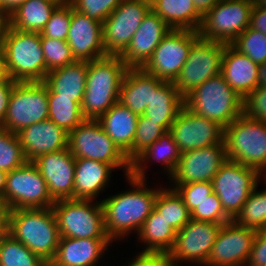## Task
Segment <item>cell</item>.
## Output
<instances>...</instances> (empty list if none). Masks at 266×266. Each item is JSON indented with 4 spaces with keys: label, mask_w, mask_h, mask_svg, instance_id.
<instances>
[{
    "label": "cell",
    "mask_w": 266,
    "mask_h": 266,
    "mask_svg": "<svg viewBox=\"0 0 266 266\" xmlns=\"http://www.w3.org/2000/svg\"><path fill=\"white\" fill-rule=\"evenodd\" d=\"M231 45L258 65L266 62V35L260 31L248 27Z\"/></svg>",
    "instance_id": "40"
},
{
    "label": "cell",
    "mask_w": 266,
    "mask_h": 266,
    "mask_svg": "<svg viewBox=\"0 0 266 266\" xmlns=\"http://www.w3.org/2000/svg\"><path fill=\"white\" fill-rule=\"evenodd\" d=\"M7 172L0 169V207L4 211V192L6 188Z\"/></svg>",
    "instance_id": "54"
},
{
    "label": "cell",
    "mask_w": 266,
    "mask_h": 266,
    "mask_svg": "<svg viewBox=\"0 0 266 266\" xmlns=\"http://www.w3.org/2000/svg\"><path fill=\"white\" fill-rule=\"evenodd\" d=\"M75 161L68 148L40 155L32 161L46 181L54 201L73 199Z\"/></svg>",
    "instance_id": "20"
},
{
    "label": "cell",
    "mask_w": 266,
    "mask_h": 266,
    "mask_svg": "<svg viewBox=\"0 0 266 266\" xmlns=\"http://www.w3.org/2000/svg\"><path fill=\"white\" fill-rule=\"evenodd\" d=\"M127 70L120 55H107L88 61L86 88L81 103L85 119L97 120L118 102Z\"/></svg>",
    "instance_id": "3"
},
{
    "label": "cell",
    "mask_w": 266,
    "mask_h": 266,
    "mask_svg": "<svg viewBox=\"0 0 266 266\" xmlns=\"http://www.w3.org/2000/svg\"><path fill=\"white\" fill-rule=\"evenodd\" d=\"M0 266H48L5 229L0 232Z\"/></svg>",
    "instance_id": "37"
},
{
    "label": "cell",
    "mask_w": 266,
    "mask_h": 266,
    "mask_svg": "<svg viewBox=\"0 0 266 266\" xmlns=\"http://www.w3.org/2000/svg\"><path fill=\"white\" fill-rule=\"evenodd\" d=\"M191 219L196 221L225 224L232 219L225 213L221 201L215 192L211 193L191 212Z\"/></svg>",
    "instance_id": "44"
},
{
    "label": "cell",
    "mask_w": 266,
    "mask_h": 266,
    "mask_svg": "<svg viewBox=\"0 0 266 266\" xmlns=\"http://www.w3.org/2000/svg\"><path fill=\"white\" fill-rule=\"evenodd\" d=\"M165 132L166 130L157 122L139 115L132 147V162Z\"/></svg>",
    "instance_id": "42"
},
{
    "label": "cell",
    "mask_w": 266,
    "mask_h": 266,
    "mask_svg": "<svg viewBox=\"0 0 266 266\" xmlns=\"http://www.w3.org/2000/svg\"><path fill=\"white\" fill-rule=\"evenodd\" d=\"M246 266H266V229L256 232Z\"/></svg>",
    "instance_id": "49"
},
{
    "label": "cell",
    "mask_w": 266,
    "mask_h": 266,
    "mask_svg": "<svg viewBox=\"0 0 266 266\" xmlns=\"http://www.w3.org/2000/svg\"><path fill=\"white\" fill-rule=\"evenodd\" d=\"M115 169L105 162L76 158L73 199L95 200L110 185ZM98 196V197H97Z\"/></svg>",
    "instance_id": "25"
},
{
    "label": "cell",
    "mask_w": 266,
    "mask_h": 266,
    "mask_svg": "<svg viewBox=\"0 0 266 266\" xmlns=\"http://www.w3.org/2000/svg\"><path fill=\"white\" fill-rule=\"evenodd\" d=\"M8 24L7 18L0 12V46L2 44L3 34Z\"/></svg>",
    "instance_id": "56"
},
{
    "label": "cell",
    "mask_w": 266,
    "mask_h": 266,
    "mask_svg": "<svg viewBox=\"0 0 266 266\" xmlns=\"http://www.w3.org/2000/svg\"><path fill=\"white\" fill-rule=\"evenodd\" d=\"M263 176L254 168L226 160L212 179L213 192L219 197L225 213L233 220L249 194Z\"/></svg>",
    "instance_id": "13"
},
{
    "label": "cell",
    "mask_w": 266,
    "mask_h": 266,
    "mask_svg": "<svg viewBox=\"0 0 266 266\" xmlns=\"http://www.w3.org/2000/svg\"><path fill=\"white\" fill-rule=\"evenodd\" d=\"M112 243L110 238L60 237L48 266H97Z\"/></svg>",
    "instance_id": "23"
},
{
    "label": "cell",
    "mask_w": 266,
    "mask_h": 266,
    "mask_svg": "<svg viewBox=\"0 0 266 266\" xmlns=\"http://www.w3.org/2000/svg\"><path fill=\"white\" fill-rule=\"evenodd\" d=\"M41 46L46 63V75L49 71L74 63L67 41L41 37Z\"/></svg>",
    "instance_id": "41"
},
{
    "label": "cell",
    "mask_w": 266,
    "mask_h": 266,
    "mask_svg": "<svg viewBox=\"0 0 266 266\" xmlns=\"http://www.w3.org/2000/svg\"><path fill=\"white\" fill-rule=\"evenodd\" d=\"M169 132L181 153L220 144L224 137V128L216 121L199 116L185 106L171 124Z\"/></svg>",
    "instance_id": "17"
},
{
    "label": "cell",
    "mask_w": 266,
    "mask_h": 266,
    "mask_svg": "<svg viewBox=\"0 0 266 266\" xmlns=\"http://www.w3.org/2000/svg\"><path fill=\"white\" fill-rule=\"evenodd\" d=\"M4 229L48 265L55 257L60 235L52 208L8 210Z\"/></svg>",
    "instance_id": "2"
},
{
    "label": "cell",
    "mask_w": 266,
    "mask_h": 266,
    "mask_svg": "<svg viewBox=\"0 0 266 266\" xmlns=\"http://www.w3.org/2000/svg\"><path fill=\"white\" fill-rule=\"evenodd\" d=\"M59 4L55 0H26L7 19L8 25L19 31L41 33Z\"/></svg>",
    "instance_id": "33"
},
{
    "label": "cell",
    "mask_w": 266,
    "mask_h": 266,
    "mask_svg": "<svg viewBox=\"0 0 266 266\" xmlns=\"http://www.w3.org/2000/svg\"><path fill=\"white\" fill-rule=\"evenodd\" d=\"M72 17V4H59L52 12L45 28L40 33L41 37L66 41Z\"/></svg>",
    "instance_id": "43"
},
{
    "label": "cell",
    "mask_w": 266,
    "mask_h": 266,
    "mask_svg": "<svg viewBox=\"0 0 266 266\" xmlns=\"http://www.w3.org/2000/svg\"><path fill=\"white\" fill-rule=\"evenodd\" d=\"M5 75L16 82H44L46 63L41 34L5 28L0 46Z\"/></svg>",
    "instance_id": "4"
},
{
    "label": "cell",
    "mask_w": 266,
    "mask_h": 266,
    "mask_svg": "<svg viewBox=\"0 0 266 266\" xmlns=\"http://www.w3.org/2000/svg\"><path fill=\"white\" fill-rule=\"evenodd\" d=\"M256 232L233 220L221 225L205 266H246Z\"/></svg>",
    "instance_id": "19"
},
{
    "label": "cell",
    "mask_w": 266,
    "mask_h": 266,
    "mask_svg": "<svg viewBox=\"0 0 266 266\" xmlns=\"http://www.w3.org/2000/svg\"><path fill=\"white\" fill-rule=\"evenodd\" d=\"M172 28L152 10L144 17L131 42L120 55L128 68H143Z\"/></svg>",
    "instance_id": "21"
},
{
    "label": "cell",
    "mask_w": 266,
    "mask_h": 266,
    "mask_svg": "<svg viewBox=\"0 0 266 266\" xmlns=\"http://www.w3.org/2000/svg\"><path fill=\"white\" fill-rule=\"evenodd\" d=\"M55 201L46 181L32 161L7 172L4 212L15 209L51 208Z\"/></svg>",
    "instance_id": "9"
},
{
    "label": "cell",
    "mask_w": 266,
    "mask_h": 266,
    "mask_svg": "<svg viewBox=\"0 0 266 266\" xmlns=\"http://www.w3.org/2000/svg\"><path fill=\"white\" fill-rule=\"evenodd\" d=\"M125 178L131 188L100 200L105 230L112 242L126 239L132 232L138 234L154 210L158 191L162 188H148L147 179H136L131 175Z\"/></svg>",
    "instance_id": "1"
},
{
    "label": "cell",
    "mask_w": 266,
    "mask_h": 266,
    "mask_svg": "<svg viewBox=\"0 0 266 266\" xmlns=\"http://www.w3.org/2000/svg\"><path fill=\"white\" fill-rule=\"evenodd\" d=\"M184 106L199 116L216 121L223 128L243 114V98L221 73L187 94Z\"/></svg>",
    "instance_id": "5"
},
{
    "label": "cell",
    "mask_w": 266,
    "mask_h": 266,
    "mask_svg": "<svg viewBox=\"0 0 266 266\" xmlns=\"http://www.w3.org/2000/svg\"><path fill=\"white\" fill-rule=\"evenodd\" d=\"M197 12L204 17L216 4L222 0H192Z\"/></svg>",
    "instance_id": "53"
},
{
    "label": "cell",
    "mask_w": 266,
    "mask_h": 266,
    "mask_svg": "<svg viewBox=\"0 0 266 266\" xmlns=\"http://www.w3.org/2000/svg\"><path fill=\"white\" fill-rule=\"evenodd\" d=\"M122 0H71L73 8L101 23L118 7Z\"/></svg>",
    "instance_id": "45"
},
{
    "label": "cell",
    "mask_w": 266,
    "mask_h": 266,
    "mask_svg": "<svg viewBox=\"0 0 266 266\" xmlns=\"http://www.w3.org/2000/svg\"><path fill=\"white\" fill-rule=\"evenodd\" d=\"M258 68L259 65L247 55L240 53L231 44H225L221 74L241 98L258 86Z\"/></svg>",
    "instance_id": "26"
},
{
    "label": "cell",
    "mask_w": 266,
    "mask_h": 266,
    "mask_svg": "<svg viewBox=\"0 0 266 266\" xmlns=\"http://www.w3.org/2000/svg\"><path fill=\"white\" fill-rule=\"evenodd\" d=\"M154 209L179 231L187 222L191 220V213L184 204L182 197L175 189L162 187L157 194Z\"/></svg>",
    "instance_id": "35"
},
{
    "label": "cell",
    "mask_w": 266,
    "mask_h": 266,
    "mask_svg": "<svg viewBox=\"0 0 266 266\" xmlns=\"http://www.w3.org/2000/svg\"><path fill=\"white\" fill-rule=\"evenodd\" d=\"M60 4H65V3H69L71 0H55Z\"/></svg>",
    "instance_id": "60"
},
{
    "label": "cell",
    "mask_w": 266,
    "mask_h": 266,
    "mask_svg": "<svg viewBox=\"0 0 266 266\" xmlns=\"http://www.w3.org/2000/svg\"><path fill=\"white\" fill-rule=\"evenodd\" d=\"M249 27L266 35V9L253 6Z\"/></svg>",
    "instance_id": "51"
},
{
    "label": "cell",
    "mask_w": 266,
    "mask_h": 266,
    "mask_svg": "<svg viewBox=\"0 0 266 266\" xmlns=\"http://www.w3.org/2000/svg\"><path fill=\"white\" fill-rule=\"evenodd\" d=\"M226 159L266 173V122L241 114L224 128Z\"/></svg>",
    "instance_id": "6"
},
{
    "label": "cell",
    "mask_w": 266,
    "mask_h": 266,
    "mask_svg": "<svg viewBox=\"0 0 266 266\" xmlns=\"http://www.w3.org/2000/svg\"><path fill=\"white\" fill-rule=\"evenodd\" d=\"M258 86L266 87V62L259 65L258 68Z\"/></svg>",
    "instance_id": "55"
},
{
    "label": "cell",
    "mask_w": 266,
    "mask_h": 266,
    "mask_svg": "<svg viewBox=\"0 0 266 266\" xmlns=\"http://www.w3.org/2000/svg\"><path fill=\"white\" fill-rule=\"evenodd\" d=\"M199 33L188 29H172L155 48L143 69L157 78L174 82Z\"/></svg>",
    "instance_id": "15"
},
{
    "label": "cell",
    "mask_w": 266,
    "mask_h": 266,
    "mask_svg": "<svg viewBox=\"0 0 266 266\" xmlns=\"http://www.w3.org/2000/svg\"><path fill=\"white\" fill-rule=\"evenodd\" d=\"M26 162L18 135L0 127V169L11 172Z\"/></svg>",
    "instance_id": "39"
},
{
    "label": "cell",
    "mask_w": 266,
    "mask_h": 266,
    "mask_svg": "<svg viewBox=\"0 0 266 266\" xmlns=\"http://www.w3.org/2000/svg\"><path fill=\"white\" fill-rule=\"evenodd\" d=\"M60 237L109 238L101 201L58 200L52 205Z\"/></svg>",
    "instance_id": "7"
},
{
    "label": "cell",
    "mask_w": 266,
    "mask_h": 266,
    "mask_svg": "<svg viewBox=\"0 0 266 266\" xmlns=\"http://www.w3.org/2000/svg\"><path fill=\"white\" fill-rule=\"evenodd\" d=\"M88 61H75L72 64L51 70L44 83L58 97L72 98L80 106L86 88Z\"/></svg>",
    "instance_id": "30"
},
{
    "label": "cell",
    "mask_w": 266,
    "mask_h": 266,
    "mask_svg": "<svg viewBox=\"0 0 266 266\" xmlns=\"http://www.w3.org/2000/svg\"><path fill=\"white\" fill-rule=\"evenodd\" d=\"M243 114L250 119L266 122L265 86H257L243 98Z\"/></svg>",
    "instance_id": "47"
},
{
    "label": "cell",
    "mask_w": 266,
    "mask_h": 266,
    "mask_svg": "<svg viewBox=\"0 0 266 266\" xmlns=\"http://www.w3.org/2000/svg\"><path fill=\"white\" fill-rule=\"evenodd\" d=\"M224 140L220 144L181 153L174 173L169 177L174 189L177 185L191 182H211L226 161Z\"/></svg>",
    "instance_id": "18"
},
{
    "label": "cell",
    "mask_w": 266,
    "mask_h": 266,
    "mask_svg": "<svg viewBox=\"0 0 266 266\" xmlns=\"http://www.w3.org/2000/svg\"><path fill=\"white\" fill-rule=\"evenodd\" d=\"M122 266H176L169 253L140 252Z\"/></svg>",
    "instance_id": "48"
},
{
    "label": "cell",
    "mask_w": 266,
    "mask_h": 266,
    "mask_svg": "<svg viewBox=\"0 0 266 266\" xmlns=\"http://www.w3.org/2000/svg\"><path fill=\"white\" fill-rule=\"evenodd\" d=\"M258 187L259 183L249 194L240 212L233 219L236 224L256 231L266 229V188L258 191Z\"/></svg>",
    "instance_id": "38"
},
{
    "label": "cell",
    "mask_w": 266,
    "mask_h": 266,
    "mask_svg": "<svg viewBox=\"0 0 266 266\" xmlns=\"http://www.w3.org/2000/svg\"><path fill=\"white\" fill-rule=\"evenodd\" d=\"M15 84L16 81L9 76H5L0 81V126L4 123L6 118L8 103Z\"/></svg>",
    "instance_id": "50"
},
{
    "label": "cell",
    "mask_w": 266,
    "mask_h": 266,
    "mask_svg": "<svg viewBox=\"0 0 266 266\" xmlns=\"http://www.w3.org/2000/svg\"><path fill=\"white\" fill-rule=\"evenodd\" d=\"M5 71H4V65H3V59H2V54L0 51V81L5 77Z\"/></svg>",
    "instance_id": "57"
},
{
    "label": "cell",
    "mask_w": 266,
    "mask_h": 266,
    "mask_svg": "<svg viewBox=\"0 0 266 266\" xmlns=\"http://www.w3.org/2000/svg\"><path fill=\"white\" fill-rule=\"evenodd\" d=\"M48 86L44 82H16L0 126L17 134L23 128L48 120Z\"/></svg>",
    "instance_id": "10"
},
{
    "label": "cell",
    "mask_w": 266,
    "mask_h": 266,
    "mask_svg": "<svg viewBox=\"0 0 266 266\" xmlns=\"http://www.w3.org/2000/svg\"><path fill=\"white\" fill-rule=\"evenodd\" d=\"M66 41L77 61H92L108 55L103 46L102 23L78 12L73 5Z\"/></svg>",
    "instance_id": "22"
},
{
    "label": "cell",
    "mask_w": 266,
    "mask_h": 266,
    "mask_svg": "<svg viewBox=\"0 0 266 266\" xmlns=\"http://www.w3.org/2000/svg\"><path fill=\"white\" fill-rule=\"evenodd\" d=\"M0 217H4V211L1 207H0Z\"/></svg>",
    "instance_id": "61"
},
{
    "label": "cell",
    "mask_w": 266,
    "mask_h": 266,
    "mask_svg": "<svg viewBox=\"0 0 266 266\" xmlns=\"http://www.w3.org/2000/svg\"><path fill=\"white\" fill-rule=\"evenodd\" d=\"M17 135L27 161L68 148V132L49 119L29 125Z\"/></svg>",
    "instance_id": "24"
},
{
    "label": "cell",
    "mask_w": 266,
    "mask_h": 266,
    "mask_svg": "<svg viewBox=\"0 0 266 266\" xmlns=\"http://www.w3.org/2000/svg\"><path fill=\"white\" fill-rule=\"evenodd\" d=\"M151 10L172 29L199 30L203 17L192 0H150Z\"/></svg>",
    "instance_id": "32"
},
{
    "label": "cell",
    "mask_w": 266,
    "mask_h": 266,
    "mask_svg": "<svg viewBox=\"0 0 266 266\" xmlns=\"http://www.w3.org/2000/svg\"><path fill=\"white\" fill-rule=\"evenodd\" d=\"M4 229V217H0V232Z\"/></svg>",
    "instance_id": "59"
},
{
    "label": "cell",
    "mask_w": 266,
    "mask_h": 266,
    "mask_svg": "<svg viewBox=\"0 0 266 266\" xmlns=\"http://www.w3.org/2000/svg\"><path fill=\"white\" fill-rule=\"evenodd\" d=\"M174 189L182 197L190 213L200 202L206 199L208 195L213 193L212 182L208 181L180 184Z\"/></svg>",
    "instance_id": "46"
},
{
    "label": "cell",
    "mask_w": 266,
    "mask_h": 266,
    "mask_svg": "<svg viewBox=\"0 0 266 266\" xmlns=\"http://www.w3.org/2000/svg\"><path fill=\"white\" fill-rule=\"evenodd\" d=\"M48 107V119L68 133L85 120L77 102L72 101V98L58 97L49 87Z\"/></svg>",
    "instance_id": "36"
},
{
    "label": "cell",
    "mask_w": 266,
    "mask_h": 266,
    "mask_svg": "<svg viewBox=\"0 0 266 266\" xmlns=\"http://www.w3.org/2000/svg\"><path fill=\"white\" fill-rule=\"evenodd\" d=\"M222 224L191 219L179 231L169 252L176 266H205ZM188 262V263H187Z\"/></svg>",
    "instance_id": "16"
},
{
    "label": "cell",
    "mask_w": 266,
    "mask_h": 266,
    "mask_svg": "<svg viewBox=\"0 0 266 266\" xmlns=\"http://www.w3.org/2000/svg\"><path fill=\"white\" fill-rule=\"evenodd\" d=\"M253 6V0H222L203 17L199 36L231 44L250 26Z\"/></svg>",
    "instance_id": "12"
},
{
    "label": "cell",
    "mask_w": 266,
    "mask_h": 266,
    "mask_svg": "<svg viewBox=\"0 0 266 266\" xmlns=\"http://www.w3.org/2000/svg\"><path fill=\"white\" fill-rule=\"evenodd\" d=\"M176 232L154 209L137 234L138 242L145 244L140 252L169 253L174 246Z\"/></svg>",
    "instance_id": "34"
},
{
    "label": "cell",
    "mask_w": 266,
    "mask_h": 266,
    "mask_svg": "<svg viewBox=\"0 0 266 266\" xmlns=\"http://www.w3.org/2000/svg\"><path fill=\"white\" fill-rule=\"evenodd\" d=\"M139 115L128 107L116 102L97 121L114 144L132 163V147Z\"/></svg>",
    "instance_id": "27"
},
{
    "label": "cell",
    "mask_w": 266,
    "mask_h": 266,
    "mask_svg": "<svg viewBox=\"0 0 266 266\" xmlns=\"http://www.w3.org/2000/svg\"><path fill=\"white\" fill-rule=\"evenodd\" d=\"M225 43L201 38L193 42L174 86L185 97L206 80L221 73Z\"/></svg>",
    "instance_id": "11"
},
{
    "label": "cell",
    "mask_w": 266,
    "mask_h": 266,
    "mask_svg": "<svg viewBox=\"0 0 266 266\" xmlns=\"http://www.w3.org/2000/svg\"><path fill=\"white\" fill-rule=\"evenodd\" d=\"M256 7L266 9V0H253Z\"/></svg>",
    "instance_id": "58"
},
{
    "label": "cell",
    "mask_w": 266,
    "mask_h": 266,
    "mask_svg": "<svg viewBox=\"0 0 266 266\" xmlns=\"http://www.w3.org/2000/svg\"><path fill=\"white\" fill-rule=\"evenodd\" d=\"M150 10V0L121 1L102 23L103 46L108 55H121L125 51Z\"/></svg>",
    "instance_id": "14"
},
{
    "label": "cell",
    "mask_w": 266,
    "mask_h": 266,
    "mask_svg": "<svg viewBox=\"0 0 266 266\" xmlns=\"http://www.w3.org/2000/svg\"><path fill=\"white\" fill-rule=\"evenodd\" d=\"M163 82L164 80L147 73L143 68H128L122 81L118 102L133 113L143 115L150 104L152 92Z\"/></svg>",
    "instance_id": "28"
},
{
    "label": "cell",
    "mask_w": 266,
    "mask_h": 266,
    "mask_svg": "<svg viewBox=\"0 0 266 266\" xmlns=\"http://www.w3.org/2000/svg\"><path fill=\"white\" fill-rule=\"evenodd\" d=\"M181 152L175 143L172 134L166 131L158 140L153 142L132 163L130 175L136 179H148L146 176L147 163L158 162L163 167L169 179L179 163Z\"/></svg>",
    "instance_id": "29"
},
{
    "label": "cell",
    "mask_w": 266,
    "mask_h": 266,
    "mask_svg": "<svg viewBox=\"0 0 266 266\" xmlns=\"http://www.w3.org/2000/svg\"><path fill=\"white\" fill-rule=\"evenodd\" d=\"M68 149L75 158L105 162L115 170L122 168L125 177L130 175L131 163L97 120L85 119L69 132Z\"/></svg>",
    "instance_id": "8"
},
{
    "label": "cell",
    "mask_w": 266,
    "mask_h": 266,
    "mask_svg": "<svg viewBox=\"0 0 266 266\" xmlns=\"http://www.w3.org/2000/svg\"><path fill=\"white\" fill-rule=\"evenodd\" d=\"M26 0H0V12L8 19Z\"/></svg>",
    "instance_id": "52"
},
{
    "label": "cell",
    "mask_w": 266,
    "mask_h": 266,
    "mask_svg": "<svg viewBox=\"0 0 266 266\" xmlns=\"http://www.w3.org/2000/svg\"><path fill=\"white\" fill-rule=\"evenodd\" d=\"M183 106L184 97L175 88L174 83L164 81L152 92L150 104L145 108L143 115L169 131Z\"/></svg>",
    "instance_id": "31"
}]
</instances>
